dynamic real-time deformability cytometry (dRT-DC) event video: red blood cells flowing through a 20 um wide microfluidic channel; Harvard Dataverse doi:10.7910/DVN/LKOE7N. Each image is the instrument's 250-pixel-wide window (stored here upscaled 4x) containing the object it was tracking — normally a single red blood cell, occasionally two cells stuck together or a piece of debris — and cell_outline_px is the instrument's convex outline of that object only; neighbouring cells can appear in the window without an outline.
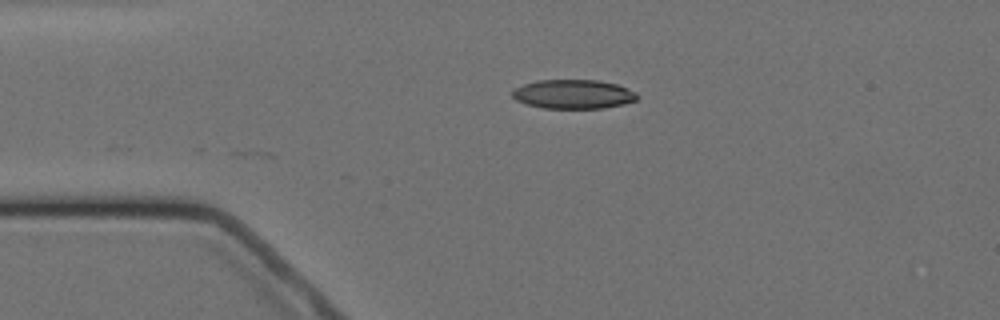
{"species": "Egyptian fruit bat (a non-hibernating species)", "species_latin": "Rousettus aegyptiacus", "temperature_condition": "cold", "stored_images_in_passage": 3, "camera_frame_rate_fps": 3000, "um_per_image_px": 0.085, "animal": {"sex": "female"}, "frame": {"image": 1, "passage_image": 3, "time_ms": 2.333, "image_size_px": [1000, 320], "cell_outline_px": [[640, 96], [636, 100], [624, 104], [604, 108], [544, 108], [528, 104], [516, 100], [512, 96], [512, 92], [516, 88], [524, 84], [536, 80], [596, 80], [616, 84], [628, 88], [636, 92]], "centroid_in_image_um": [48.77, 8.0], "position_along_channel_um": 36.2, "area_um2": 21.15}}